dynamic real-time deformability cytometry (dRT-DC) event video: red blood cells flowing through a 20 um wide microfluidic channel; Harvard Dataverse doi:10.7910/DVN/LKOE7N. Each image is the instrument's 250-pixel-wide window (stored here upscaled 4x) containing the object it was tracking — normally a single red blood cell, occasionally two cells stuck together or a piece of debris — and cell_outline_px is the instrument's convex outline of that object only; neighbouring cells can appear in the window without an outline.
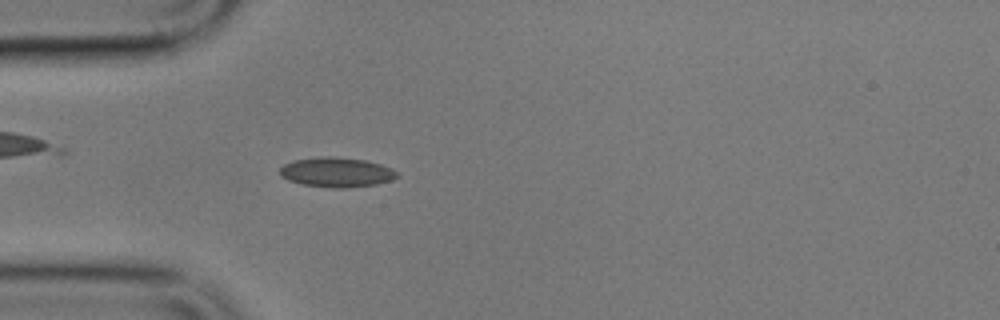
{"species": "common noctule bat (a hibernating species)", "species_latin": "Nyctalus noctula", "temperature_condition": "cold", "stored_images_in_passage": 55, "camera_frame_rate_fps": 3000, "um_per_image_px": 0.085, "animal": {"sex": "male", "body_mass_g": 17.9}, "frame": {"image": 1, "passage_image": 15, "time_ms": 4.667, "image_size_px": [1000, 320], "cell_outline_px": [[400, 176], [392, 180], [376, 184], [344, 188], [332, 188], [304, 184], [288, 180], [280, 176], [280, 168], [284, 164], [292, 160], [320, 156], [332, 156], [364, 160], [380, 164], [392, 168]], "centroid_in_image_um": [28.6, 14.63], "position_along_channel_um": 56.4, "area_um2": 20.35}}
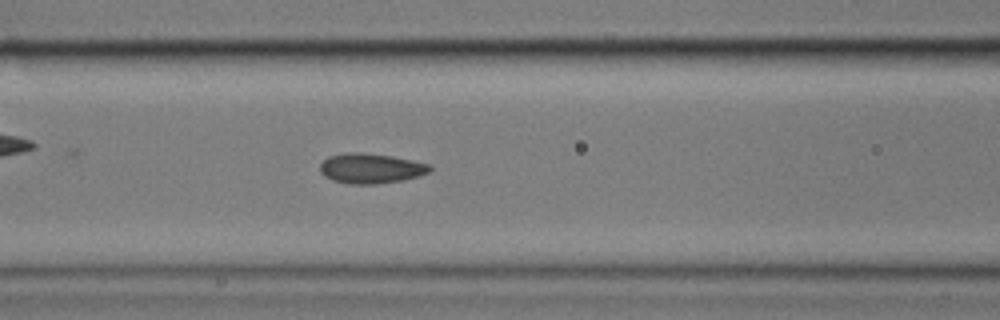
{"frame": {"image": 2, "passage_image": 22, "time_ms": 7.0, "image_size_px": [1000, 320], "cell_outline_px": [[432, 168], [428, 172], [404, 180], [376, 184], [352, 184], [332, 180], [324, 176], [320, 172], [320, 164], [328, 156], [344, 152], [360, 152], [392, 156], [432, 164]], "centroid_in_image_um": [31.5, 14.3], "position_along_channel_um": 135.1, "area_um2": 19.31}}
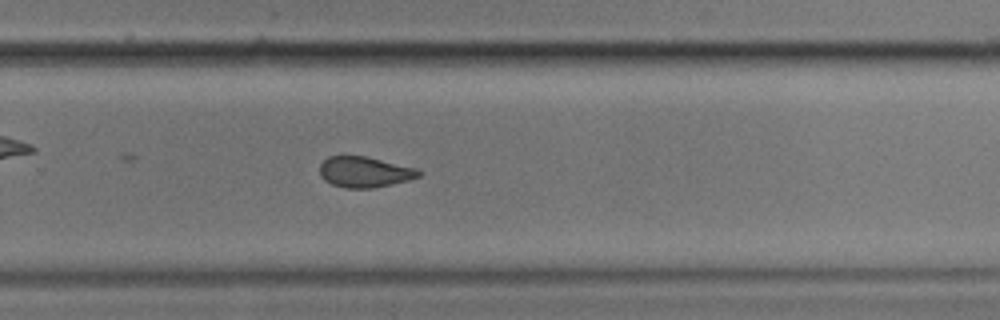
{"frame": {"image": 3, "passage_image": 36, "time_ms": 11.667, "image_size_px": [1000, 320], "cell_outline_px": [[424, 172], [420, 176], [408, 180], [372, 188], [344, 188], [332, 184], [324, 180], [320, 176], [320, 164], [328, 156], [364, 156], [420, 168]], "centroid_in_image_um": [31.02, 14.61], "position_along_channel_um": 298.8, "area_um2": 17.86}, "authors_computed_cell_mechanics": {"area_um2": 19.1896, "velocity_mm_per_s": 3.5252, "shape_relaxation_time_tau1_ms": 2.8554, "shape_relaxation_time_tau2_ms": 3.2509, "deformation_change_tau1": 0.0812, "deformation_change_tau2": 0.081}}